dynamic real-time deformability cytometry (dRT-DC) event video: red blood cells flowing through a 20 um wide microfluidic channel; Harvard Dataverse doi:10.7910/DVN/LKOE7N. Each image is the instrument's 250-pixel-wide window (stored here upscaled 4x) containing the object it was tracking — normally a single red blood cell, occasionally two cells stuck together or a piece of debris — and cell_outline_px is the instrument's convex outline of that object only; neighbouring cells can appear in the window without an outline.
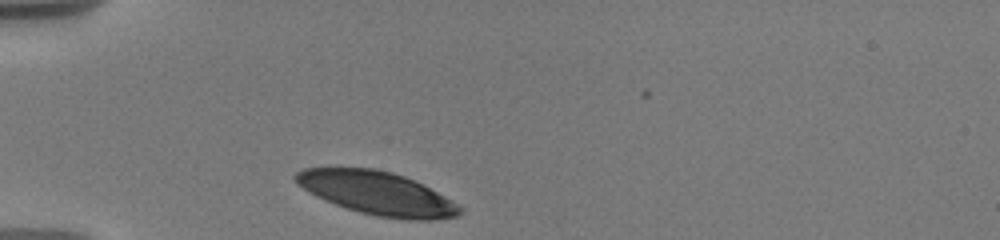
{"species": "human", "species_latin": "Homo sapiens", "temperature_condition": "warm", "stored_images_in_passage": 23, "camera_frame_rate_fps": 3000, "um_per_image_px": 0.085, "donor": {"sex": "male"}, "frame": {"image": 1, "passage_image": 1, "time_ms": 0.0, "image_size_px": [1000, 240], "cell_outline_px": [[464, 208], [456, 216], [432, 220], [408, 220], [376, 216], [360, 212], [324, 200], [308, 192], [292, 176], [296, 172], [304, 168], [376, 168], [392, 172], [404, 176], [436, 192]], "centroid_in_image_um": [32.03, 16.42], "position_along_channel_um": 53.0, "area_um2": 40.86}}
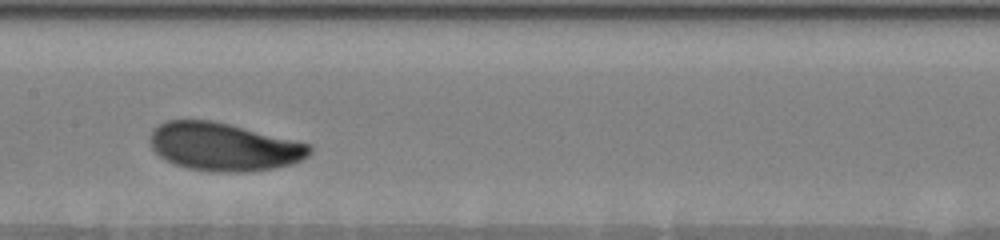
{"frame": {"image": 2, "passage_image": 10, "time_ms": 4.333, "image_size_px": [1000, 240], "cell_outline_px": [[312, 152], [308, 156], [292, 164], [276, 168], [244, 172], [212, 172], [188, 168], [176, 164], [160, 156], [152, 148], [148, 140], [152, 128], [156, 124], [164, 120], [212, 120], [296, 140], [312, 144]], "centroid_in_image_um": [19.01, 12.47], "position_along_channel_um": 188.4, "area_um2": 45.03}}
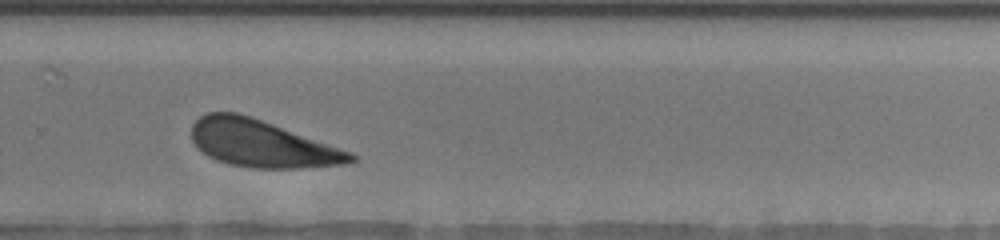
{"frame": {"image": 3, "passage_image": 17, "time_ms": 7.667, "image_size_px": [1000, 240], "cell_outline_px": [[356, 160], [348, 164], [296, 168], [252, 168], [228, 164], [216, 160], [208, 156], [196, 148], [192, 140], [192, 124], [200, 116], [208, 112], [236, 112], [272, 124], [352, 152], [356, 156]], "centroid_in_image_um": [22.22, 12.22], "position_along_channel_um": 307.6, "area_um2": 43.35}, "authors_computed_cell_mechanics": {"area_um2": 43.8124, "velocity_mm_per_s": 3.5866, "shape_relaxation_time_tau1_ms": 2.001, "shape_relaxation_time_tau2_ms": null, "deformation_change_tau1": 0.1008, "deformation_change_tau2": null}}